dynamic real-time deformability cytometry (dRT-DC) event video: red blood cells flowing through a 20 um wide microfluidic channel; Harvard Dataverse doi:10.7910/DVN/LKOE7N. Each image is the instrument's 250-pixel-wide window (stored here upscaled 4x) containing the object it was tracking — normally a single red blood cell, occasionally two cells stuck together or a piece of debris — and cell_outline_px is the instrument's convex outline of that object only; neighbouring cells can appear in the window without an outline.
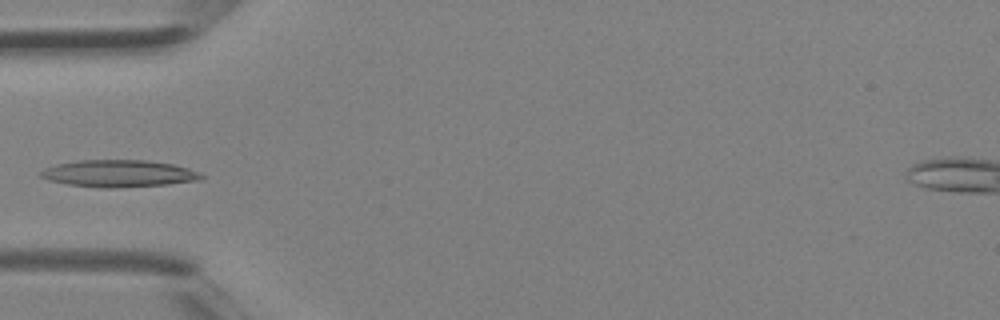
{"species": "Egyptian fruit bat (a non-hibernating species)", "species_latin": "Rousettus aegyptiacus", "temperature_condition": "room temperature", "stored_images_in_passage": 3, "camera_frame_rate_fps": 3000, "um_per_image_px": 0.085, "animal": {"sex": "female"}, "frame": {"image": 1, "passage_image": 3, "time_ms": 0.667, "image_size_px": [1000, 320], "cell_outline_px": [[204, 180], [168, 184], [116, 188], [100, 188], [68, 184], [48, 180], [40, 176], [36, 172], [44, 168], [56, 164], [76, 160], [144, 160], [172, 164], [188, 168], [200, 172], [204, 176]], "centroid_in_image_um": [10.08, 14.75], "position_along_channel_um": 74.9, "area_um2": 25.61}}